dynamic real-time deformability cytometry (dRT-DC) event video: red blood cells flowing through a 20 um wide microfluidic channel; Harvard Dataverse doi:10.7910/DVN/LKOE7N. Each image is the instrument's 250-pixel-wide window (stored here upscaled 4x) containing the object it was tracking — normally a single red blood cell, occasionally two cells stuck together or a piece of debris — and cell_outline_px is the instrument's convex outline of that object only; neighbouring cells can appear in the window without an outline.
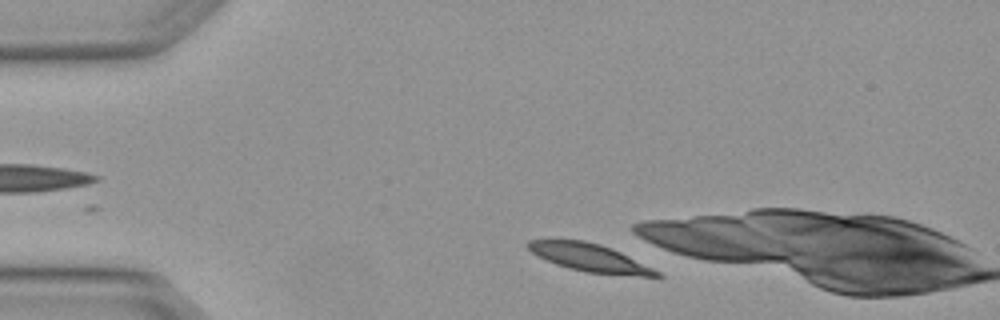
{"species": "Egyptian fruit bat (a non-hibernating species)", "species_latin": "Rousettus aegyptiacus", "temperature_condition": "warm", "stored_images_in_passage": 3, "camera_frame_rate_fps": 3000, "um_per_image_px": 0.085, "animal": {"sex": "female"}, "frame": {"image": 1, "passage_image": 3, "time_ms": 0.667, "image_size_px": [1000, 320], "cell_outline_px": [[664, 276], [640, 276], [584, 272], [568, 268], [556, 264], [532, 252], [524, 244], [528, 240], [584, 240], [600, 244], [612, 248], [660, 272]], "centroid_in_image_um": [50.11, 21.9], "position_along_channel_um": 34.9, "area_um2": 20.58}}